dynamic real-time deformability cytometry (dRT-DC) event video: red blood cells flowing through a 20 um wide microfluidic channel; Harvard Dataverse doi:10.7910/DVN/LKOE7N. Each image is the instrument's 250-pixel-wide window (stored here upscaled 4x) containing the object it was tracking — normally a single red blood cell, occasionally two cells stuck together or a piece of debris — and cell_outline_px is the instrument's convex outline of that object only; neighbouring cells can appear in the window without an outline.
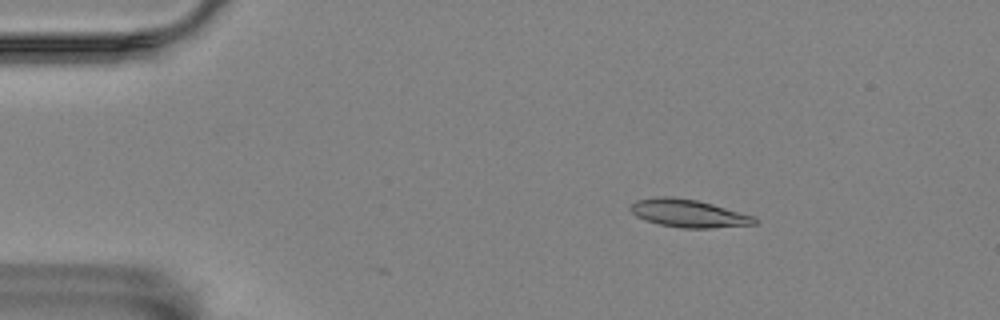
{"species": "Egyptian fruit bat (a non-hibernating species)", "species_latin": "Rousettus aegyptiacus", "temperature_condition": "room temperature", "stored_images_in_passage": 4, "camera_frame_rate_fps": 3000, "um_per_image_px": 0.085, "animal": {"sex": "female"}, "frame": {"image": 1, "passage_image": 2, "time_ms": 1.333, "image_size_px": [1000, 320], "cell_outline_px": [[756, 224], [712, 228], [680, 228], [660, 224], [636, 216], [628, 208], [636, 200], [656, 196], [672, 196], [696, 200], [712, 204], [756, 216]], "centroid_in_image_um": [58.52, 18.12], "position_along_channel_um": 26.5, "area_um2": 20.11}}
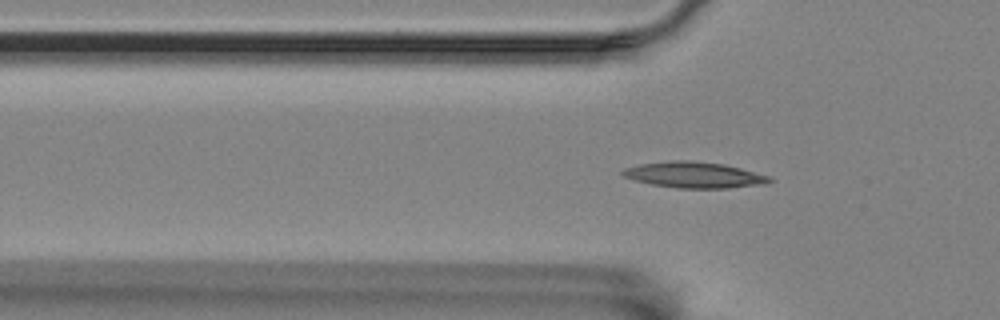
{"frame": {"image": 2, "passage_image": 4, "time_ms": 4.333, "image_size_px": [1000, 320], "cell_outline_px": [[776, 180], [768, 184], [728, 188], [676, 188], [652, 184], [632, 180], [624, 176], [620, 172], [624, 168], [640, 164], [672, 160], [688, 160], [724, 164], [772, 176]], "centroid_in_image_um": [59.06, 14.87], "position_along_channel_um": 66.7, "area_um2": 22.48}}